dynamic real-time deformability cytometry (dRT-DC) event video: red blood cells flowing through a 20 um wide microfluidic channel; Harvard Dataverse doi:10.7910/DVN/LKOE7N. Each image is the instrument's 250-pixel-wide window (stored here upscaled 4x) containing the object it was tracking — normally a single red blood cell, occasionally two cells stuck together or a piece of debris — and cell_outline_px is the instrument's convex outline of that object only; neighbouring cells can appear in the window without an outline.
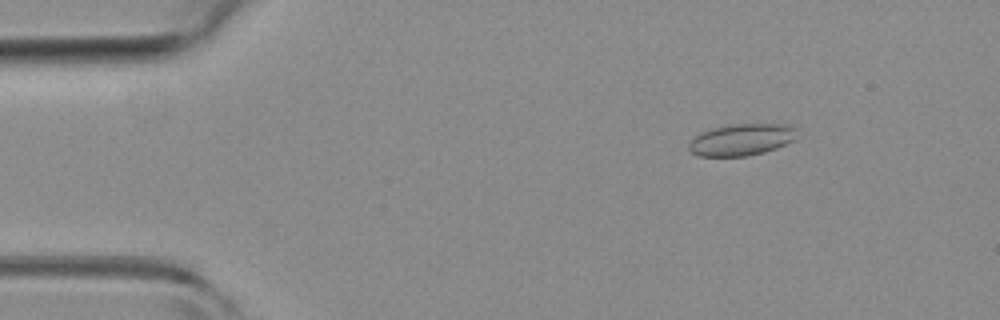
{"species": "common noctule bat (a hibernating species)", "species_latin": "Nyctalus noctula", "temperature_condition": "room temperature", "stored_images_in_passage": 52, "camera_frame_rate_fps": 3000, "um_per_image_px": 0.085, "animal": {"sex": "female", "body_mass_g": 19.3, "forearm_length_mm": 54.1}, "frame": {"image": 1, "passage_image": 7, "time_ms": 2.0, "image_size_px": [1000, 320], "cell_outline_px": [[796, 140], [776, 148], [764, 152], [748, 156], [696, 156], [688, 152], [688, 144], [700, 132], [712, 128], [728, 124], [784, 124], [796, 128]], "centroid_in_image_um": [63.0, 11.88], "position_along_channel_um": 22.0, "area_um2": 20.23}}
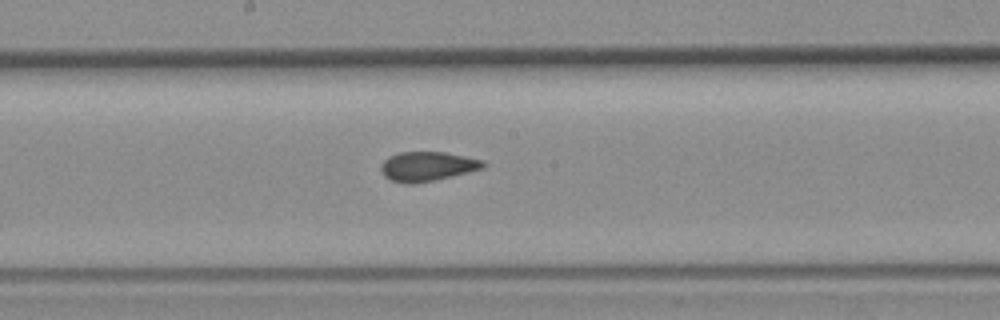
{"frame": {"image": 2, "passage_image": 27, "time_ms": 8.667, "image_size_px": [1000, 320], "cell_outline_px": [[488, 164], [484, 168], [436, 180], [416, 184], [408, 184], [392, 180], [384, 176], [380, 168], [380, 164], [388, 156], [400, 152], [444, 152], [484, 160]], "centroid_in_image_um": [36.33, 14.14], "position_along_channel_um": 211.9, "area_um2": 17.69}}
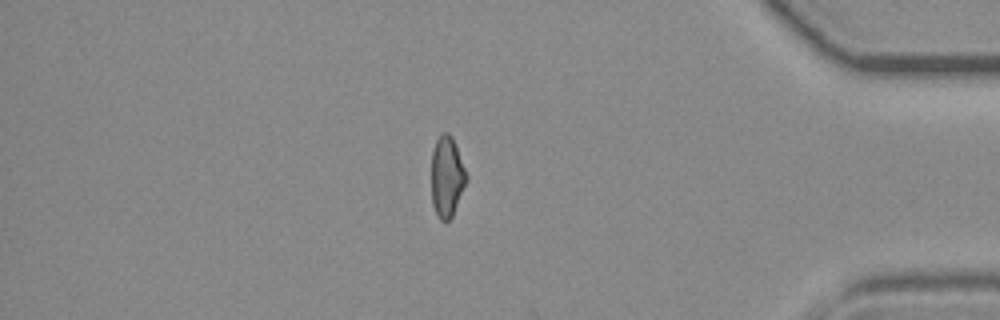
{"frame": {"image": 3, "passage_image": 44, "time_ms": 14.333, "image_size_px": [1000, 320], "cell_outline_px": [[468, 180], [452, 216], [448, 220], [440, 220], [432, 204], [432, 152], [436, 140], [444, 132], [448, 132], [452, 136], [456, 144], [468, 176]], "centroid_in_image_um": [38.0, 15.0], "position_along_channel_um": 397.2, "area_um2": 16.47}, "authors_computed_cell_mechanics": {"area_um2": 17.7157, "velocity_mm_per_s": 3.9369, "shape_relaxation_time_tau1_ms": null, "shape_relaxation_time_tau2_ms": 1.3977, "deformation_change_tau1": null, "deformation_change_tau2": 0.043}}